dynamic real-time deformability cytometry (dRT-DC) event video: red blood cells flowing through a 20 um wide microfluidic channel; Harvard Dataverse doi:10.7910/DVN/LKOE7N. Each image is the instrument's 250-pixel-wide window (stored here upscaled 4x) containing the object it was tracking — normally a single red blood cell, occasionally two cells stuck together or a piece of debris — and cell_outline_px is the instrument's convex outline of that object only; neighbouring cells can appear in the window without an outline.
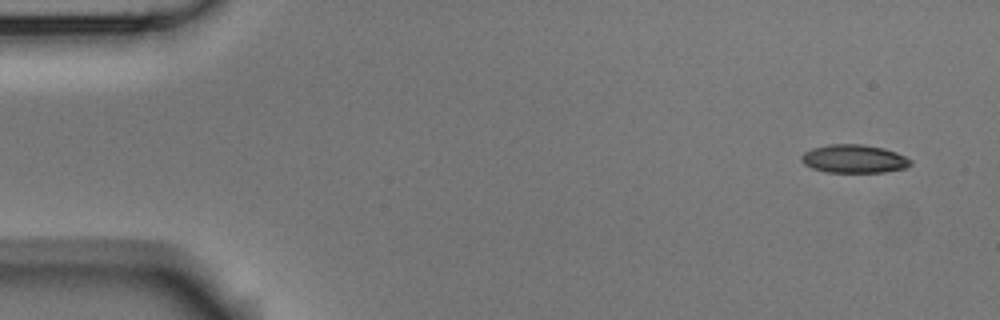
{"species": "Egyptian fruit bat (a non-hibernating species)", "species_latin": "Rousettus aegyptiacus", "temperature_condition": "room temperature", "stored_images_in_passage": 5, "camera_frame_rate_fps": 3000, "um_per_image_px": 0.085, "animal": {"sex": "male"}, "frame": {"image": 1, "passage_image": 1, "time_ms": 0.0, "image_size_px": [1000, 320], "cell_outline_px": [[912, 164], [904, 168], [884, 172], [824, 172], [812, 168], [804, 164], [800, 160], [800, 156], [804, 152], [812, 148], [828, 144], [864, 144], [884, 148], [896, 152], [912, 160]], "centroid_in_image_um": [72.57, 13.49], "position_along_channel_um": 12.4, "area_um2": 18.15}}
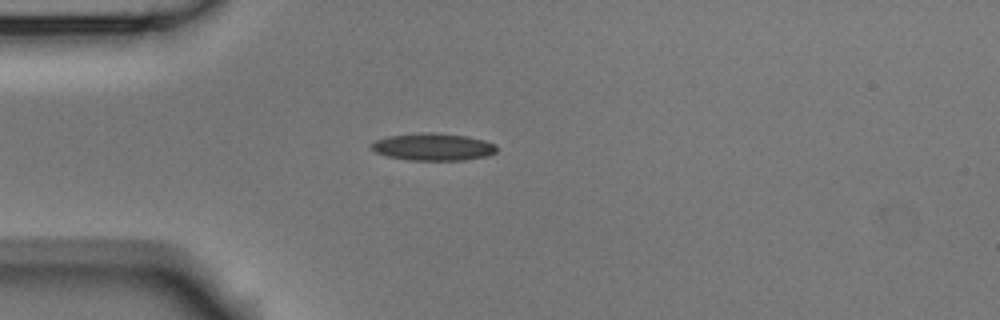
{"frame": {"image": 2, "passage_image": 4, "time_ms": 1.0, "image_size_px": [1000, 320], "cell_outline_px": [[496, 152], [488, 156], [464, 160], [408, 160], [388, 156], [376, 152], [372, 148], [372, 144], [376, 140], [388, 136], [432, 132], [464, 136], [484, 140], [496, 144]], "centroid_in_image_um": [36.85, 12.49], "position_along_channel_um": 48.1, "area_um2": 19.65}}